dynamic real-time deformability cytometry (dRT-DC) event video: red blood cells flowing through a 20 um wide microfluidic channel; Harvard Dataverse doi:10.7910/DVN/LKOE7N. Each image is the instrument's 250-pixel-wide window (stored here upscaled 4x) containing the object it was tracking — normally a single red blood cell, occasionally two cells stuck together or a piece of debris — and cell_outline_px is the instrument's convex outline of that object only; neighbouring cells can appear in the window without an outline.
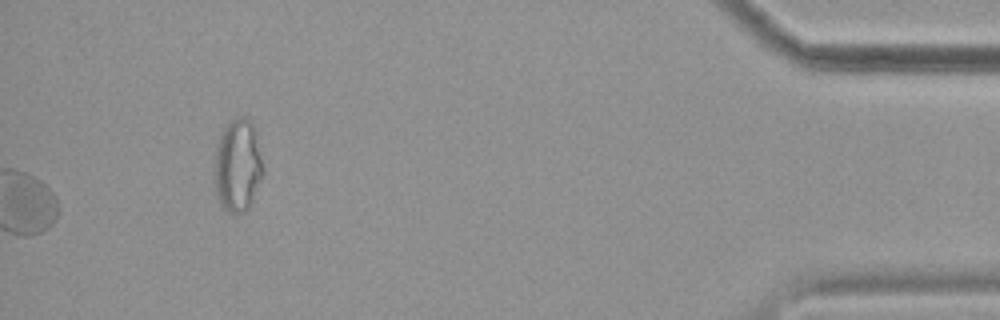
{"species": "common noctule bat (a hibernating species)", "species_latin": "Nyctalus noctula", "temperature_condition": "cold", "stored_images_in_passage": 43, "segment_of_instrument_passage": [2, 2], "camera_frame_rate_fps": 3000, "um_per_image_px": 0.085, "animal": {"sex": "female", "body_mass_g": 19.9}, "frame": {"image": 1, "passage_image": 43, "time_ms": 14.0, "image_size_px": [1000, 320], "cell_outline_px": [[264, 172], [252, 200], [248, 208], [244, 212], [228, 212], [224, 208], [216, 192], [216, 144], [224, 128], [236, 116], [248, 116], [256, 128], [264, 168]], "centroid_in_image_um": [20.26, 13.99], "position_along_channel_um": 414.9, "area_um2": 26.13}}